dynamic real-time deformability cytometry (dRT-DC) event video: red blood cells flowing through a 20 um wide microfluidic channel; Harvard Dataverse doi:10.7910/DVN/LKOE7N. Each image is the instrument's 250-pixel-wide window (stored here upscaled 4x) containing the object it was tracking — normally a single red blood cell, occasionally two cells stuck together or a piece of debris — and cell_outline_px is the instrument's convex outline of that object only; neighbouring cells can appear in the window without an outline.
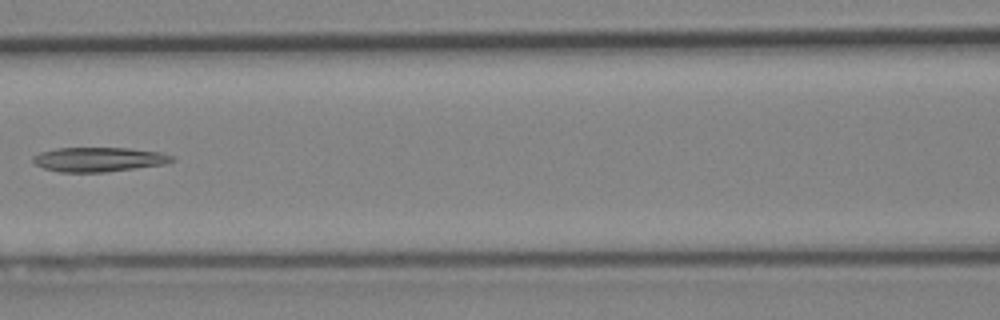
{"species": "Egyptian fruit bat (a non-hibernating species)", "species_latin": "Rousettus aegyptiacus", "temperature_condition": "cold", "stored_images_in_passage": 6, "camera_frame_rate_fps": 3000, "um_per_image_px": 0.085, "animal": {"sex": "female"}, "frame": {"image": 1, "passage_image": 5, "time_ms": 4.667, "image_size_px": [1000, 320], "cell_outline_px": [[172, 160], [164, 164], [104, 172], [60, 172], [44, 168], [36, 164], [32, 160], [32, 156], [40, 152], [56, 148], [128, 148], [160, 152], [172, 156]], "centroid_in_image_um": [8.34, 13.55], "position_along_channel_um": 158.3, "area_um2": 19.54}}
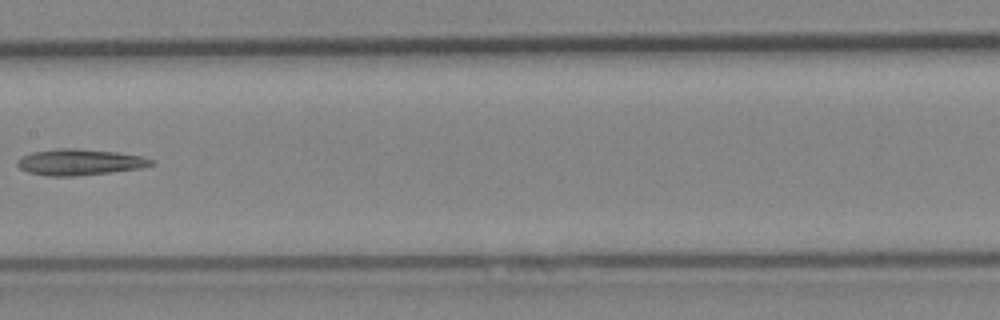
{"frame": {"image": 2, "passage_image": 6, "time_ms": 5.667, "image_size_px": [1000, 320], "cell_outline_px": [[152, 164], [140, 168], [112, 172], [76, 176], [48, 176], [28, 172], [20, 168], [16, 164], [16, 160], [32, 152], [56, 148], [76, 148], [116, 152], [144, 156], [152, 160]], "centroid_in_image_um": [6.74, 13.78], "position_along_channel_um": 200.7, "area_um2": 20.35}}